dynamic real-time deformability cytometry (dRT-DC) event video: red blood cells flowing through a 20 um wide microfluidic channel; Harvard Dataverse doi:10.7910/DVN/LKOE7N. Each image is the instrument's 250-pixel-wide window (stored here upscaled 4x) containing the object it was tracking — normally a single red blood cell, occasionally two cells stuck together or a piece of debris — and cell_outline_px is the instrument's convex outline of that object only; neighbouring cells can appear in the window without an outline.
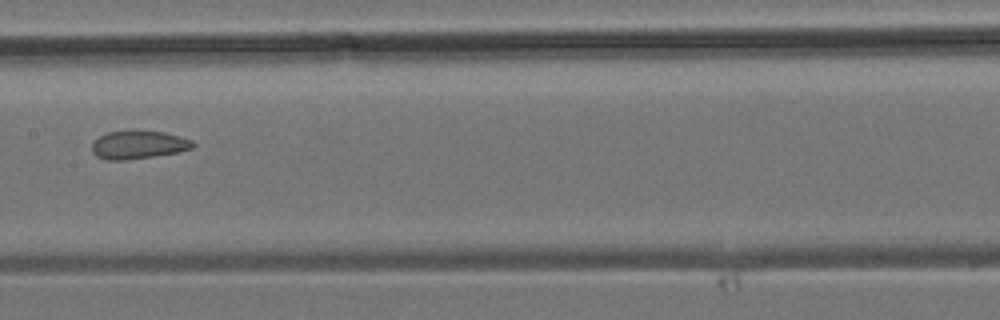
{"species": "common noctule bat (a hibernating species)", "species_latin": "Nyctalus noctula", "temperature_condition": "room temperature", "stored_images_in_passage": 5, "camera_frame_rate_fps": 3000, "um_per_image_px": 0.085, "animal": {"sex": "male", "body_mass_g": 19.2, "forearm_length_mm": 51.8}, "frame": {"image": 1, "passage_image": 5, "time_ms": 1.333, "image_size_px": [1000, 320], "cell_outline_px": [[196, 144], [192, 148], [176, 152], [152, 156], [124, 160], [108, 160], [96, 156], [92, 152], [92, 144], [100, 136], [108, 132], [132, 128], [136, 128], [164, 132], [180, 136], [192, 140]], "centroid_in_image_um": [11.76, 12.26], "position_along_channel_um": 195.6, "area_um2": 16.94}}